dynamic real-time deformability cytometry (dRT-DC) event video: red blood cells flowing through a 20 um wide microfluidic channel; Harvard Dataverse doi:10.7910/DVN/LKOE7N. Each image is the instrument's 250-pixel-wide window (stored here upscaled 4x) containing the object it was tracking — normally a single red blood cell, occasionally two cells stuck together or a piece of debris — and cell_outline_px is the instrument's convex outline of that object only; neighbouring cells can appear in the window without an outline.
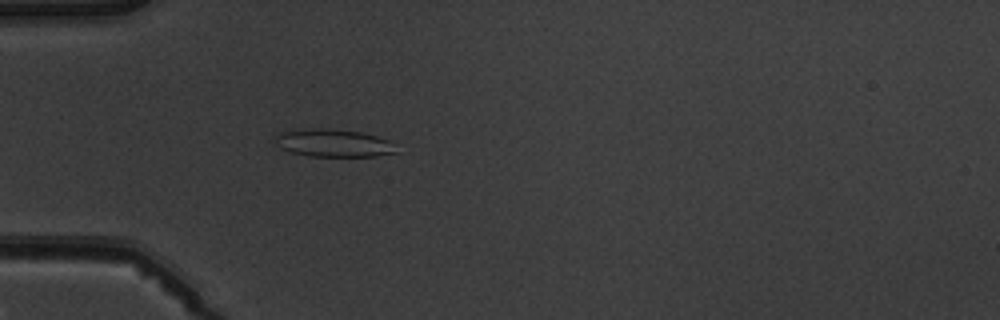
{"species": "common noctule bat (a hibernating species)", "species_latin": "Nyctalus noctula", "temperature_condition": "warm", "stored_images_in_passage": 2, "camera_frame_rate_fps": 3000, "um_per_image_px": 0.085, "animal": {"sex": "male", "body_mass_g": 19.5, "forearm_length_mm": 54.6}, "frame": {"image": 1, "passage_image": 2, "time_ms": 1.333, "image_size_px": [1000, 320], "cell_outline_px": [[396, 152], [376, 156], [308, 156], [292, 152], [280, 148], [272, 140], [280, 132], [312, 128], [328, 128], [360, 132], [376, 136], [388, 140]], "centroid_in_image_um": [28.26, 12.15], "position_along_channel_um": 56.7, "area_um2": 19.36}}